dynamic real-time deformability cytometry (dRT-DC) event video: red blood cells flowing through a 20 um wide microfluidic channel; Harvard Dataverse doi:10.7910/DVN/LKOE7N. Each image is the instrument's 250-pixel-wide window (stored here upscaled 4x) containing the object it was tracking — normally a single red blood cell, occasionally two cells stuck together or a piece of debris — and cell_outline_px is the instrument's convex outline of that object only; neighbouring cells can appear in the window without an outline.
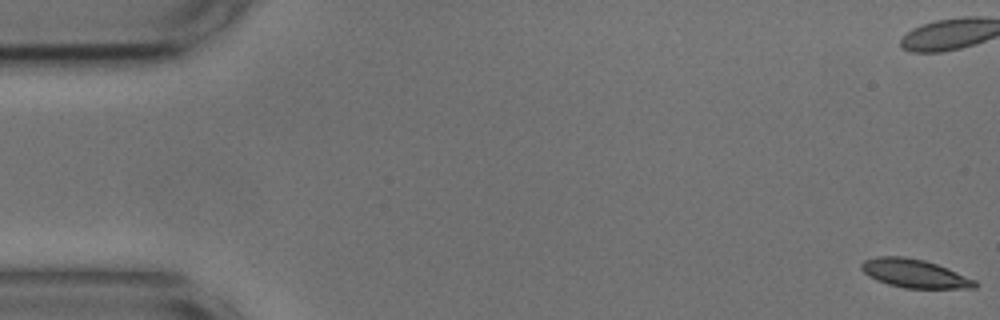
{"species": "common noctule bat (a hibernating species)", "species_latin": "Nyctalus noctula", "temperature_condition": "cold", "stored_images_in_passage": 56, "camera_frame_rate_fps": 3000, "um_per_image_px": 0.085, "animal": {"sex": "male", "body_mass_g": 17.9, "forearm_length_mm": 54.2}, "frame": {"image": 1, "passage_image": 1, "time_ms": 0.0, "image_size_px": [1000, 320], "cell_outline_px": [[980, 284], [976, 288], [904, 288], [888, 284], [876, 280], [868, 276], [860, 268], [860, 264], [864, 260], [876, 256], [904, 256], [924, 260], [948, 268], [976, 280]], "centroid_in_image_um": [77.73, 23.24], "position_along_channel_um": 7.3, "area_um2": 19.02}}
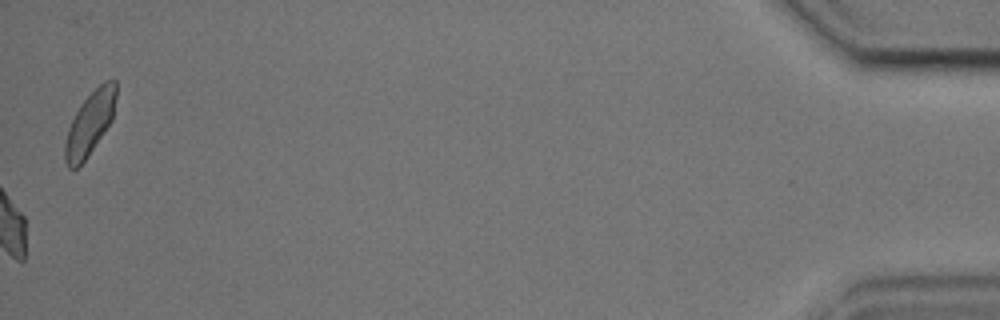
{"frame": {"image": 2, "passage_image": 56, "time_ms": 18.333, "image_size_px": [1000, 320], "cell_outline_px": [[116, 96], [112, 120], [88, 156], [76, 168], [68, 168], [64, 160], [64, 144], [68, 128], [80, 104], [104, 80], [116, 80]], "centroid_in_image_um": [7.63, 10.49], "position_along_channel_um": 427.6, "area_um2": 18.67}, "authors_computed_cell_mechanics": {"area_um2": 19.1896, "velocity_mm_per_s": 3.6319, "shape_relaxation_time_tau1_ms": 4.3509, "shape_relaxation_time_tau2_ms": 4.3157, "deformation_change_tau1": 0.1113, "deformation_change_tau2": 0.1053}}